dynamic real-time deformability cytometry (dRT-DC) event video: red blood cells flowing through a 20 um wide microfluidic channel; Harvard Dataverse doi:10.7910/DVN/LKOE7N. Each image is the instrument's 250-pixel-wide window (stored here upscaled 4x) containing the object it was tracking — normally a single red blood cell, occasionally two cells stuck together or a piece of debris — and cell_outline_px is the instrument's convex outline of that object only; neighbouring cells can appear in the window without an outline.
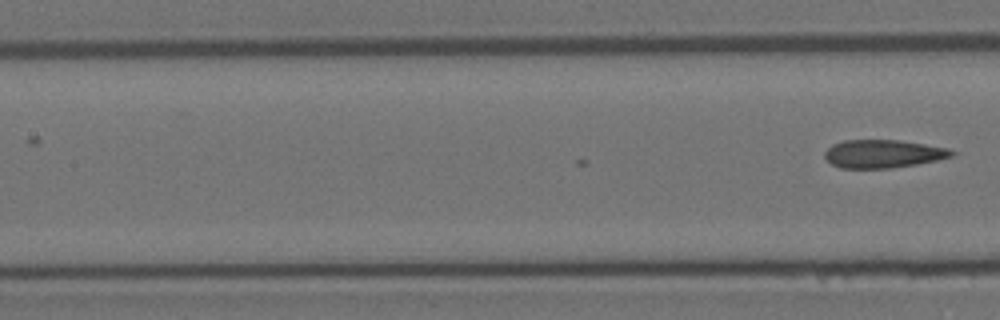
{"species": "Egyptian fruit bat (a non-hibernating species)", "species_latin": "Rousettus aegyptiacus", "temperature_condition": "room temperature", "stored_images_in_passage": 5, "camera_frame_rate_fps": 3000, "um_per_image_px": 0.085, "animal": {"sex": "female"}, "frame": {"image": 1, "passage_image": 5, "time_ms": 1.333, "image_size_px": [1000, 320], "cell_outline_px": [[956, 152], [952, 156], [936, 160], [916, 164], [892, 168], [840, 168], [832, 164], [824, 156], [824, 152], [832, 144], [844, 140], [900, 140], [948, 148]], "centroid_in_image_um": [75.04, 13.07], "position_along_channel_um": 132.4, "area_um2": 20.75}}